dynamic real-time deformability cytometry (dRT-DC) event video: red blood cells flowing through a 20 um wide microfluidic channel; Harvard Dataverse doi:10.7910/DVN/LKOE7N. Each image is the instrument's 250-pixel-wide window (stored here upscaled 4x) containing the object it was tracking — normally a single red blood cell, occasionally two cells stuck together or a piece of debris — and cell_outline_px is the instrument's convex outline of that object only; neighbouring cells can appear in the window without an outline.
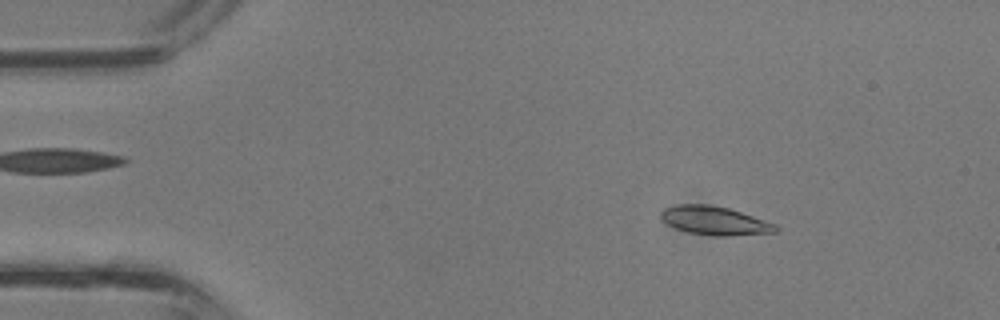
{"species": "common noctule bat (a hibernating species)", "species_latin": "Nyctalus noctula", "temperature_condition": "room temperature", "stored_images_in_passage": 37, "camera_frame_rate_fps": 3000, "um_per_image_px": 0.085, "animal": {"sex": "male", "body_mass_g": 13.3}, "frame": {"image": 1, "passage_image": 5, "time_ms": 1.333, "image_size_px": [1000, 320], "cell_outline_px": [[780, 228], [776, 232], [724, 236], [716, 236], [688, 232], [676, 228], [668, 224], [660, 216], [660, 212], [664, 208], [676, 204], [708, 204], [728, 208], [776, 224]], "centroid_in_image_um": [60.74, 18.75], "position_along_channel_um": 24.3, "area_um2": 18.96}}
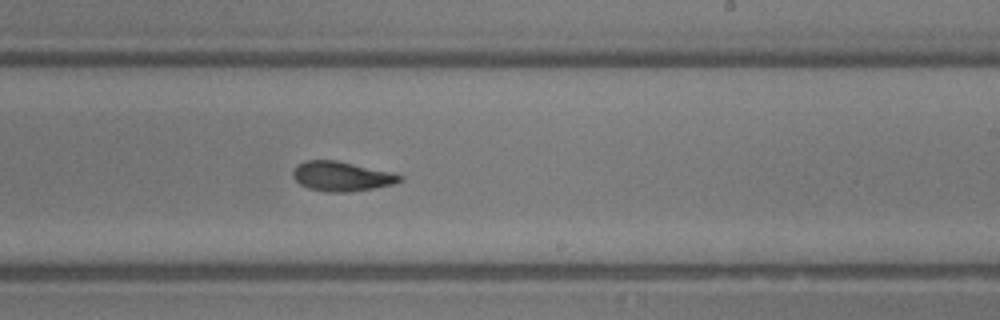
{"frame": {"image": 2, "passage_image": 22, "time_ms": 7.0, "image_size_px": [1000, 320], "cell_outline_px": [[404, 180], [392, 184], [372, 188], [348, 192], [328, 192], [308, 188], [300, 184], [292, 176], [292, 172], [296, 164], [304, 160], [336, 160], [388, 172], [404, 176]], "centroid_in_image_um": [28.98, 14.98], "position_along_channel_um": 260.0, "area_um2": 18.26}}
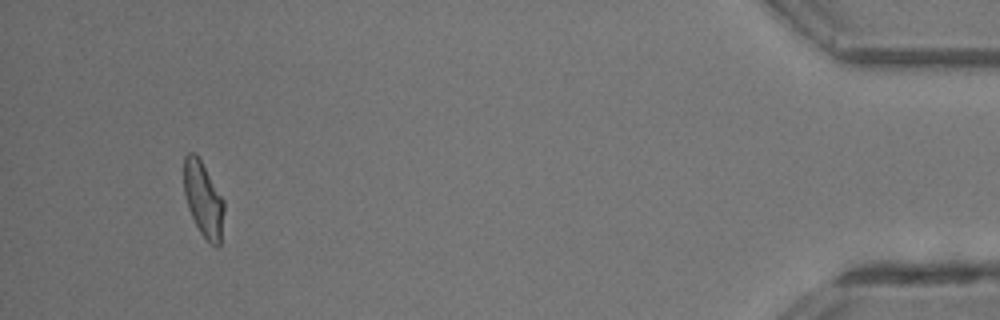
{"frame": {"image": 3, "passage_image": 35, "time_ms": 11.333, "image_size_px": [1000, 320], "cell_outline_px": [[224, 212], [220, 244], [216, 248], [200, 232], [188, 208], [184, 192], [184, 156], [188, 152], [196, 152], [224, 200]], "centroid_in_image_um": [17.28, 16.91], "position_along_channel_um": 417.9, "area_um2": 17.46}}